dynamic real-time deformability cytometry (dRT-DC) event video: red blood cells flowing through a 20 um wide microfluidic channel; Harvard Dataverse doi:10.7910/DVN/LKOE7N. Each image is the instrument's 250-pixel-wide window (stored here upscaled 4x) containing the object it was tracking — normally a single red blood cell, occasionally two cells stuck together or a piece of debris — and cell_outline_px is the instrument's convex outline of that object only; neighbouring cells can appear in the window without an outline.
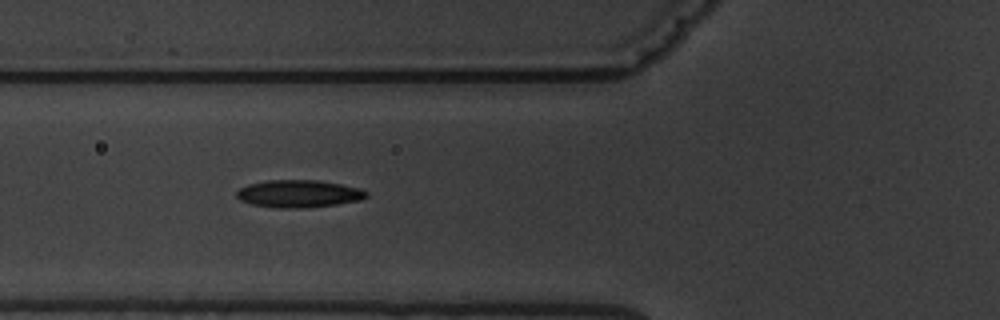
{"species": "common noctule bat (a hibernating species)", "species_latin": "Nyctalus noctula", "temperature_condition": "warm", "stored_images_in_passage": 7, "camera_frame_rate_fps": 3000, "um_per_image_px": 0.085, "animal": {"sex": "male", "body_mass_g": 19.5, "forearm_length_mm": 54.6}, "frame": {"image": 1, "passage_image": 6, "time_ms": 6.0, "image_size_px": [1000, 320], "cell_outline_px": [[368, 196], [360, 200], [336, 204], [304, 208], [276, 208], [252, 204], [240, 200], [236, 196], [236, 192], [240, 188], [248, 184], [268, 180], [320, 180], [360, 188], [368, 192]], "centroid_in_image_um": [25.39, 16.46], "position_along_channel_um": 100.4, "area_um2": 20.81}}
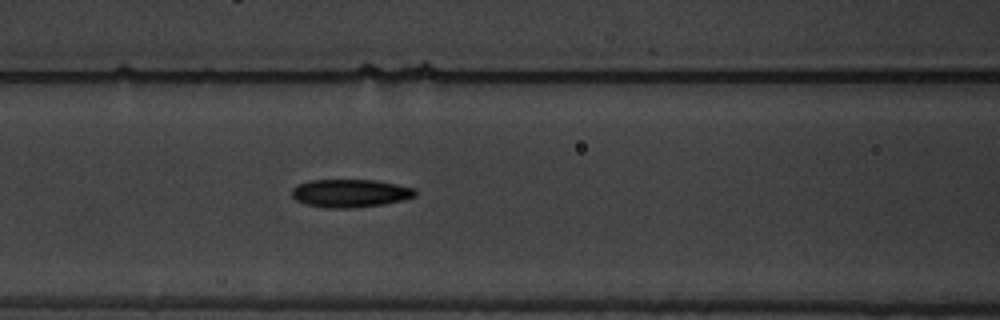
{"frame": {"image": 2, "passage_image": 7, "time_ms": 7.0, "image_size_px": [1000, 320], "cell_outline_px": [[416, 196], [404, 200], [384, 204], [356, 208], [324, 208], [304, 204], [296, 200], [292, 196], [292, 188], [296, 184], [308, 180], [376, 180], [396, 184], [412, 188], [416, 192]], "centroid_in_image_um": [29.73, 16.43], "position_along_channel_um": 136.9, "area_um2": 20.4}}